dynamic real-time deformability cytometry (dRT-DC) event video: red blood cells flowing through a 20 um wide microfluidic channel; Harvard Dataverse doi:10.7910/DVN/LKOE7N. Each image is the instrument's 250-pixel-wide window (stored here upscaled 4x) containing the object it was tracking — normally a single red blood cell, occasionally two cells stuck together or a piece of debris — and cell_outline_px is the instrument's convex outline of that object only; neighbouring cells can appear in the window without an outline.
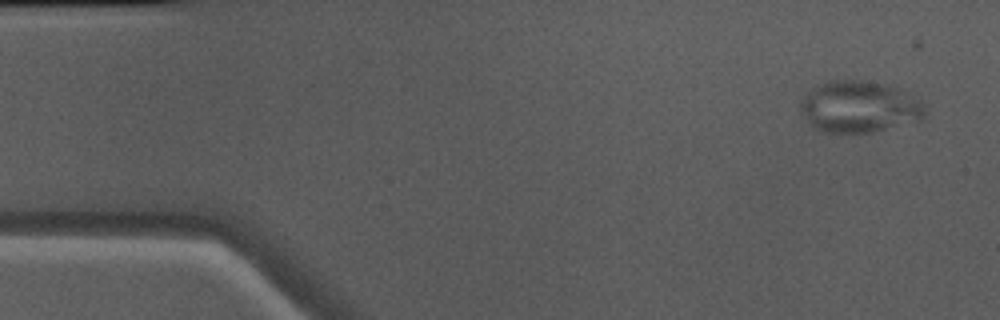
{"species": "Egyptian fruit bat (a non-hibernating species)", "species_latin": "Rousettus aegyptiacus", "temperature_condition": "warm", "stored_images_in_passage": 48, "camera_frame_rate_fps": 3000, "um_per_image_px": 0.085, "animal": {"sex": "male"}, "frame": {"image": 1, "passage_image": 1, "time_ms": 0.0, "image_size_px": [1000, 320], "cell_outline_px": [[928, 112], [920, 120], [872, 132], [828, 132], [816, 128], [808, 124], [800, 108], [800, 100], [816, 84], [828, 80], [860, 80], [892, 84], [900, 88], [920, 100], [928, 108]], "centroid_in_image_um": [73.06, 9.05], "position_along_channel_um": 11.9, "area_um2": 37.86}}
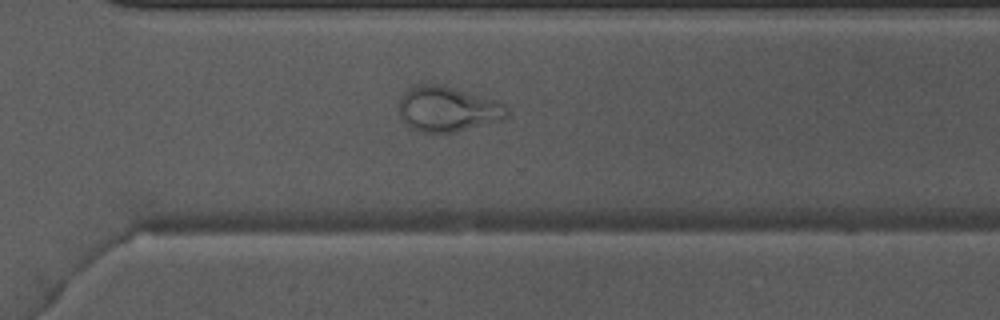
{"frame": {"image": 2, "passage_image": 33, "time_ms": 10.667, "image_size_px": [1000, 320], "cell_outline_px": [[508, 112], [500, 120], [456, 132], [420, 132], [408, 128], [404, 124], [400, 116], [400, 96], [408, 88], [420, 84], [440, 84], [492, 100], [504, 104]], "centroid_in_image_um": [37.96, 9.28], "position_along_channel_um": 332.6, "area_um2": 28.03}}
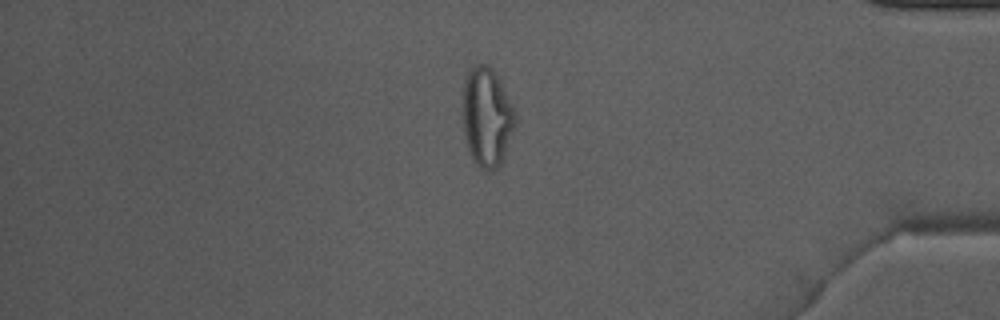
{"frame": {"image": 3, "passage_image": 40, "time_ms": 13.0, "image_size_px": [1000, 320], "cell_outline_px": [[516, 120], [504, 160], [496, 168], [488, 172], [480, 168], [472, 160], [468, 148], [464, 128], [464, 80], [472, 64], [488, 64], [496, 72], [516, 112]], "centroid_in_image_um": [41.41, 9.95], "position_along_channel_um": 393.8, "area_um2": 30.4}}